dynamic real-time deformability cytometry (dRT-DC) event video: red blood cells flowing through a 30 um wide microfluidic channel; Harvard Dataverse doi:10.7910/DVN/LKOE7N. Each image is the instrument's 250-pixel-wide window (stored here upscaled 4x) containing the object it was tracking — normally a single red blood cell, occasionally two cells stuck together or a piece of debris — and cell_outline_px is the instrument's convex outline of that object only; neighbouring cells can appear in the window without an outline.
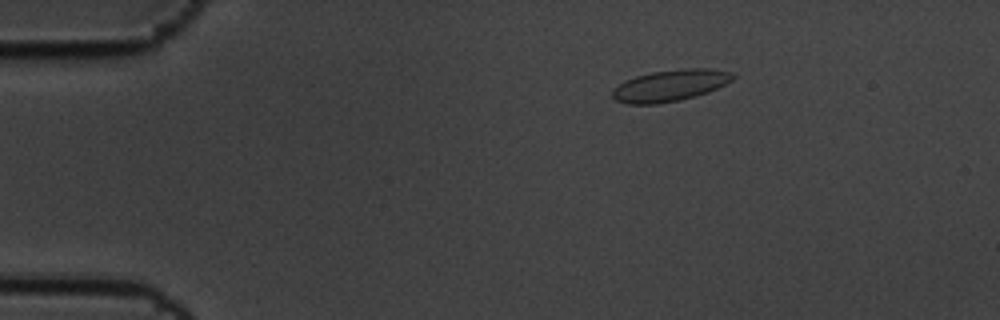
{"species": "common noctule bat (a hibernating species)", "species_latin": "Nyctalus noctula", "temperature_condition": "cold", "stored_images_in_passage": 3, "camera_frame_rate_fps": 3000, "um_per_image_px": 0.085, "animal": {"sex": "male", "body_mass_g": 19.5, "forearm_length_mm": 54.6}, "frame": {"image": 1, "passage_image": 1, "time_ms": 0.0, "image_size_px": [1000, 320], "cell_outline_px": [[736, 76], [732, 80], [708, 92], [680, 100], [656, 104], [628, 104], [616, 100], [612, 96], [612, 88], [624, 80], [636, 76], [652, 72], [684, 68], [712, 68], [732, 72]], "centroid_in_image_um": [56.94, 7.26], "position_along_channel_um": 28.1, "area_um2": 22.2}}